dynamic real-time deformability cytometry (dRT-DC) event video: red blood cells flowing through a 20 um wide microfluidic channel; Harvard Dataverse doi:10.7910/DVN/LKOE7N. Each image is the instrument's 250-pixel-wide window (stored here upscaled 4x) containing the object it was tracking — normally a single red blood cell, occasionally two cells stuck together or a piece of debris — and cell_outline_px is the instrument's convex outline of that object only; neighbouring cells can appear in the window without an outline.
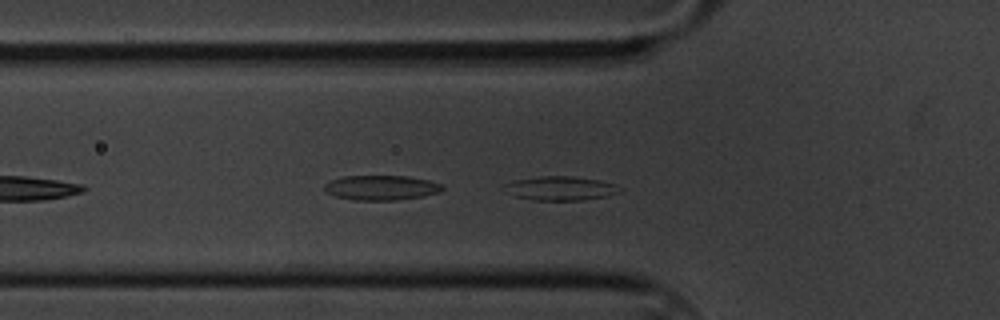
{"species": "common noctule bat (a hibernating species)", "species_latin": "Nyctalus noctula", "temperature_condition": "cold", "stored_images_in_passage": 44, "camera_frame_rate_fps": 3000, "um_per_image_px": 0.085, "animal": {"sex": "male", "body_mass_g": 20.1, "forearm_length_mm": 53.5}, "frame": {"image": 1, "passage_image": 7, "time_ms": 2.0, "image_size_px": [1000, 320], "cell_outline_px": [[620, 192], [608, 196], [580, 200], [536, 200], [516, 196], [504, 184], [512, 180], [540, 176], [572, 176], [596, 180], [616, 184], [620, 188]], "centroid_in_image_um": [47.7, 16.0], "position_along_channel_um": 78.1, "area_um2": 15.78}}
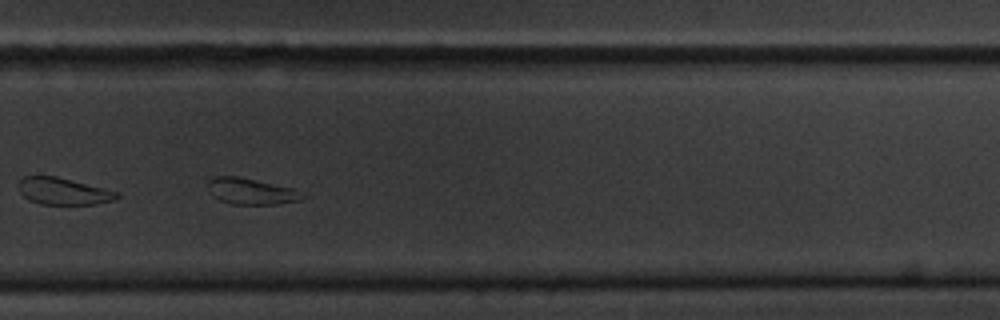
{"frame": {"image": 2, "passage_image": 28, "time_ms": 9.0, "image_size_px": [1000, 320], "cell_outline_px": [[304, 196], [300, 200], [276, 204], [232, 204], [220, 200], [212, 196], [208, 184], [208, 180], [212, 176], [236, 176], [256, 180], [292, 188]], "centroid_in_image_um": [21.28, 16.26], "position_along_channel_um": 308.5, "area_um2": 14.16}}
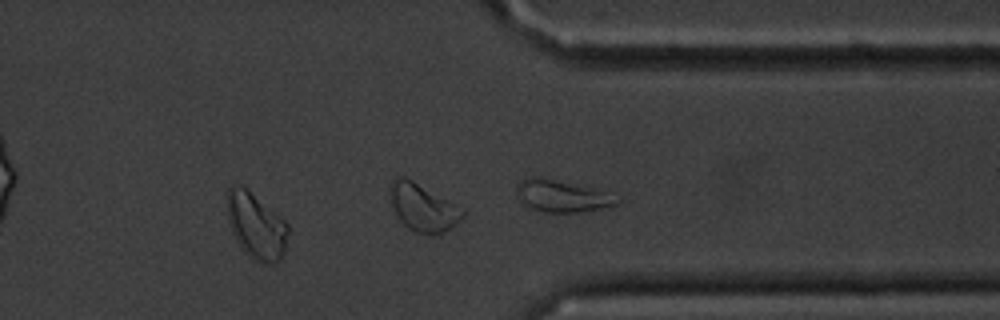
{"frame": {"image": 3, "passage_image": 33, "time_ms": 10.667, "image_size_px": [1000, 320], "cell_outline_px": [[288, 232], [284, 252], [280, 260], [272, 264], [260, 264], [252, 260], [244, 252], [236, 240], [228, 224], [228, 188], [232, 184], [240, 184], [280, 216], [288, 224]], "centroid_in_image_um": [21.77, 19.24], "position_along_channel_um": 389.6, "area_um2": 23.47}, "authors_computed_cell_mechanics": {"area_um2": 15.8661, "velocity_mm_per_s": 3.2853, "shape_relaxation_time_tau1_ms": 5.5362, "shape_relaxation_time_tau2_ms": 8.0111, "deformation_change_tau1": 0.1029, "deformation_change_tau2": 0.1265}}